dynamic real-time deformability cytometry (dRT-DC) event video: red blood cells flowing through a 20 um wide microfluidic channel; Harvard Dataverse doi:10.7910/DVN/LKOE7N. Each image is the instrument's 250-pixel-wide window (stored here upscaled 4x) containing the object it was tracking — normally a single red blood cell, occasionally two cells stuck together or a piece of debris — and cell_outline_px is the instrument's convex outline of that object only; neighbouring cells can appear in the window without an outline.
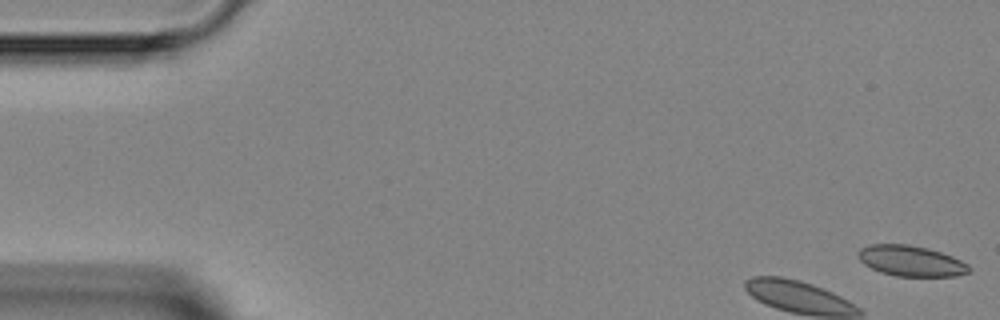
{"species": "Egyptian fruit bat (a non-hibernating species)", "species_latin": "Rousettus aegyptiacus", "temperature_condition": "room temperature", "stored_images_in_passage": 4, "camera_frame_rate_fps": 3000, "um_per_image_px": 0.085, "animal": {"sex": "female"}, "frame": {"image": 1, "passage_image": 1, "time_ms": 0.0, "image_size_px": [1000, 320], "cell_outline_px": [[972, 268], [968, 272], [956, 276], [896, 276], [880, 272], [864, 264], [860, 260], [856, 252], [860, 248], [868, 244], [908, 244], [928, 248], [952, 256], [968, 264]], "centroid_in_image_um": [77.41, 22.17], "position_along_channel_um": 7.6, "area_um2": 19.88}}